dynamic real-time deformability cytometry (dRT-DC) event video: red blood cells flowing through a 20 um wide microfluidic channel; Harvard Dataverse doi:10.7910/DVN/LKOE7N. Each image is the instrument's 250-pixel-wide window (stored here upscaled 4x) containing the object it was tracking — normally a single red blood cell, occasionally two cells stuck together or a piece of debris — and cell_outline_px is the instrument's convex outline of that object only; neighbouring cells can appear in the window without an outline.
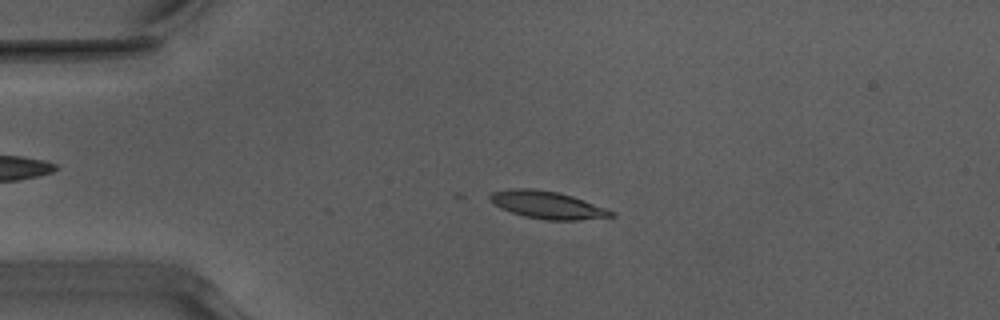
{"species": "Egyptian fruit bat (a non-hibernating species)", "species_latin": "Rousettus aegyptiacus", "temperature_condition": "warm", "stored_images_in_passage": 19, "camera_frame_rate_fps": 3000, "um_per_image_px": 0.085, "animal": {"sex": "male"}, "frame": {"image": 1, "passage_image": 11, "time_ms": 3.333, "image_size_px": [1000, 320], "cell_outline_px": [[616, 216], [576, 220], [548, 220], [524, 216], [500, 208], [492, 204], [488, 196], [492, 192], [516, 188], [524, 188], [556, 192], [572, 196], [616, 212]], "centroid_in_image_um": [46.51, 17.43], "position_along_channel_um": 38.5, "area_um2": 19.13}}
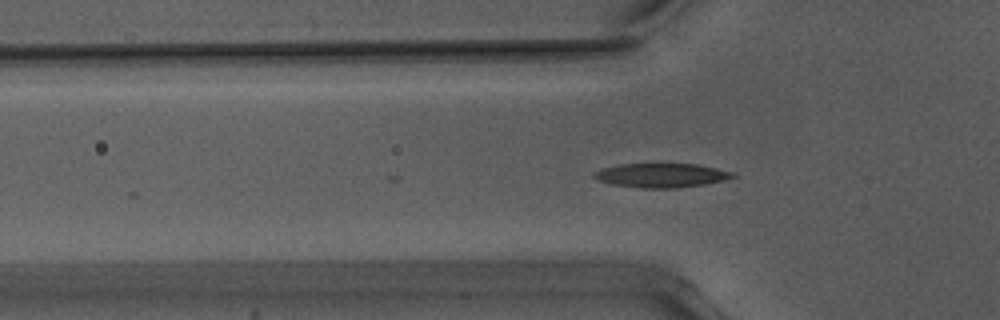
{"frame": {"image": 2, "passage_image": 16, "time_ms": 5.0, "image_size_px": [1000, 320], "cell_outline_px": [[736, 176], [724, 180], [704, 184], [676, 188], [640, 188], [612, 184], [600, 180], [592, 176], [592, 172], [600, 168], [620, 164], [700, 164], [732, 172]], "centroid_in_image_um": [56.18, 14.9], "position_along_channel_um": 69.6, "area_um2": 19.48}}